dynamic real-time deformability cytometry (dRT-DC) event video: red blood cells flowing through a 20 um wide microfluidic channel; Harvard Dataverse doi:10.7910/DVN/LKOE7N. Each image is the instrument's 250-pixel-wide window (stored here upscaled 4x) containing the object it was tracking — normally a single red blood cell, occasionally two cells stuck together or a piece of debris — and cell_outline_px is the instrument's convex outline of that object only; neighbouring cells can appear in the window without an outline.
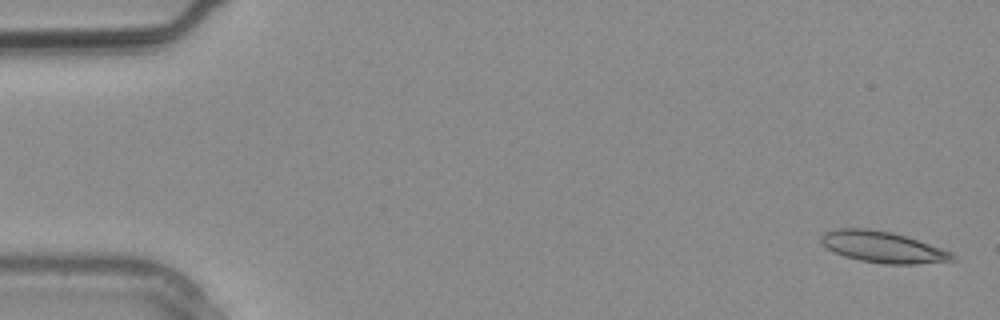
{"species": "common noctule bat (a hibernating species)", "species_latin": "Nyctalus noctula", "temperature_condition": "warm", "stored_images_in_passage": 3, "segment_of_instrument_passage": [2, 2], "camera_frame_rate_fps": 3000, "um_per_image_px": 0.085, "animal": {"sex": "male", "body_mass_g": 20.4}, "frame": {"image": 1, "passage_image": 3, "time_ms": 0.667, "image_size_px": [1000, 320], "cell_outline_px": [[956, 260], [916, 264], [884, 264], [860, 260], [844, 256], [828, 248], [820, 240], [820, 236], [824, 232], [836, 228], [868, 228], [892, 232], [952, 252], [956, 256]], "centroid_in_image_um": [75.02, 20.99], "position_along_channel_um": 10.0, "area_um2": 23.7}}